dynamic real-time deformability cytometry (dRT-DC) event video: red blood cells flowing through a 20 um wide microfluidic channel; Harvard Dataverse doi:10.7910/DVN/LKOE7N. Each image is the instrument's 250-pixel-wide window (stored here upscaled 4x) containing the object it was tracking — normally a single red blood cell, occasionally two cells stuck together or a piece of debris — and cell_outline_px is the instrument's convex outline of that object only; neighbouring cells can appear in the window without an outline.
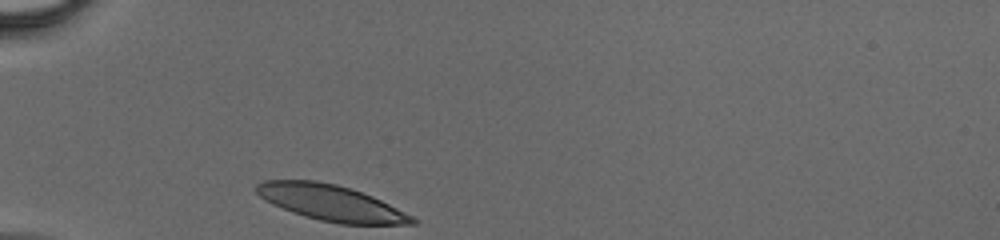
{"species": "human", "species_latin": "Homo sapiens", "temperature_condition": "cold", "stored_images_in_passage": 25, "camera_frame_rate_fps": 3000, "um_per_image_px": 0.085, "donor": {"sex": "male"}, "frame": {"image": 1, "passage_image": 1, "time_ms": 0.0, "image_size_px": [1000, 240], "cell_outline_px": [[420, 220], [416, 224], [340, 224], [320, 220], [304, 216], [292, 212], [272, 204], [264, 200], [256, 192], [256, 184], [264, 180], [316, 180], [336, 184], [372, 196]], "centroid_in_image_um": [28.11, 17.24], "position_along_channel_um": 56.9, "area_um2": 32.31}}
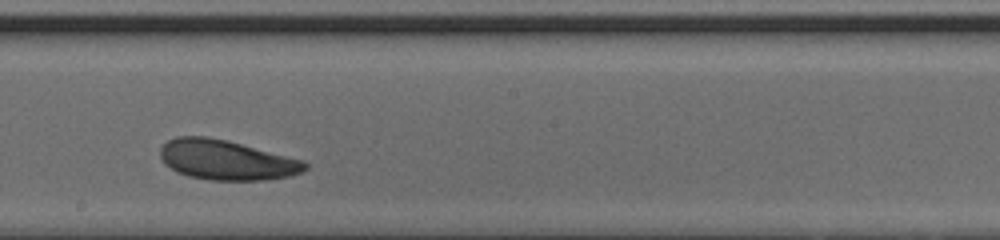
{"frame": {"image": 2, "passage_image": 14, "time_ms": 4.333, "image_size_px": [1000, 240], "cell_outline_px": [[308, 168], [300, 172], [288, 176], [268, 180], [212, 180], [188, 176], [164, 164], [160, 156], [160, 148], [168, 140], [176, 136], [208, 136], [304, 160], [308, 164]], "centroid_in_image_um": [19.24, 13.6], "position_along_channel_um": 229.0, "area_um2": 33.35}}
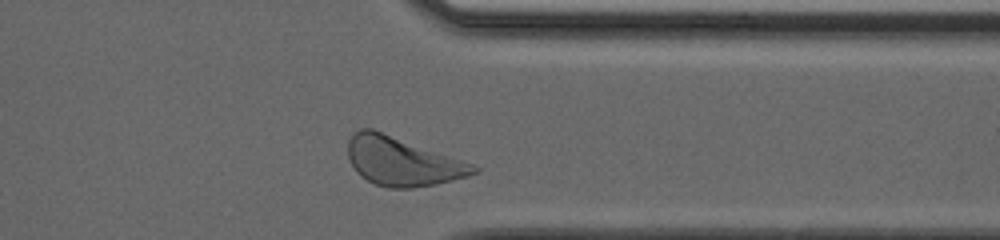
{"frame": {"image": 3, "passage_image": 24, "time_ms": 7.667, "image_size_px": [1000, 240], "cell_outline_px": [[480, 172], [468, 176], [436, 184], [412, 188], [388, 188], [376, 184], [360, 176], [356, 172], [348, 156], [348, 140], [360, 128], [372, 128], [472, 164], [480, 168]], "centroid_in_image_um": [34.18, 13.73], "position_along_channel_um": 377.2, "area_um2": 35.2}}